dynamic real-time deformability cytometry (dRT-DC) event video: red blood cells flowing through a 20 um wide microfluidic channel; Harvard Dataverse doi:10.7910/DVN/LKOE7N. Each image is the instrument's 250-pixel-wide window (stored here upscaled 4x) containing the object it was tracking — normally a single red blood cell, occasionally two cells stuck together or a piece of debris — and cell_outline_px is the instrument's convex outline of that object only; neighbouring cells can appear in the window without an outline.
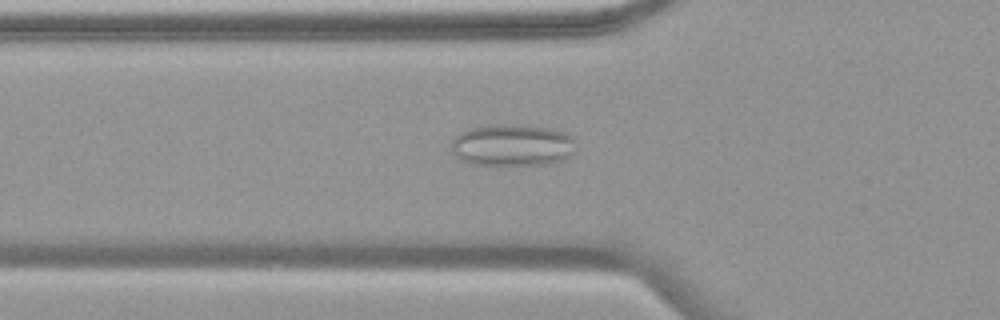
{"species": "common noctule bat (a hibernating species)", "species_latin": "Nyctalus noctula", "temperature_condition": "warm", "stored_images_in_passage": 54, "camera_frame_rate_fps": 3000, "um_per_image_px": 0.085, "animal": {"sex": "female", "body_mass_g": 19.9}, "frame": {"image": 1, "passage_image": 19, "time_ms": 6.0, "image_size_px": [1000, 320], "cell_outline_px": [[572, 156], [564, 160], [548, 164], [472, 164], [460, 160], [452, 152], [452, 140], [460, 132], [468, 128], [492, 124], [512, 124], [552, 128], [564, 132], [572, 136]], "centroid_in_image_um": [43.52, 12.32], "position_along_channel_um": 82.3, "area_um2": 30.4}}
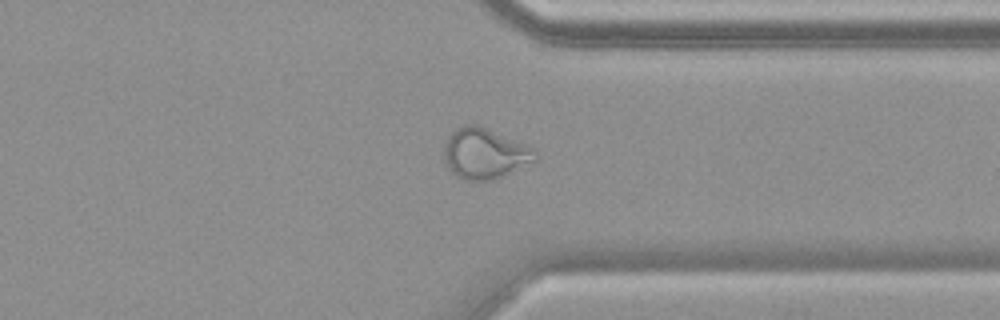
{"frame": {"image": 2, "passage_image": 42, "time_ms": 13.667, "image_size_px": [1000, 320], "cell_outline_px": [[540, 156], [536, 160], [492, 180], [464, 180], [456, 176], [448, 168], [444, 156], [444, 144], [448, 136], [456, 128], [468, 124], [476, 124], [536, 148]], "centroid_in_image_um": [41.21, 13.04], "position_along_channel_um": 370.2, "area_um2": 26.82}}
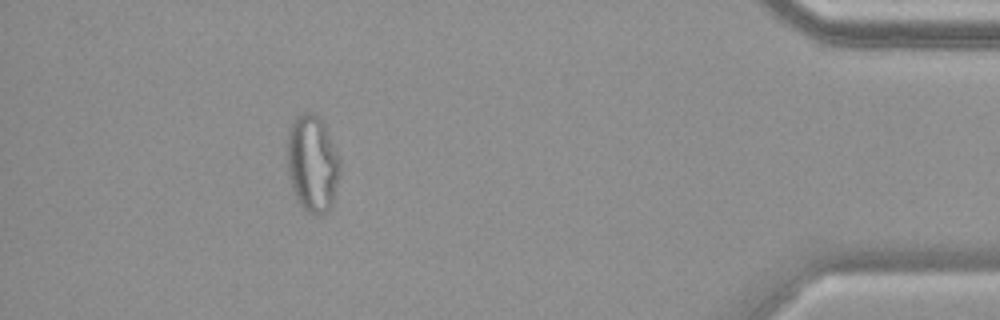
{"frame": {"image": 3, "passage_image": 49, "time_ms": 16.0, "image_size_px": [1000, 320], "cell_outline_px": [[340, 172], [332, 204], [328, 212], [320, 216], [316, 216], [308, 212], [300, 204], [292, 188], [288, 172], [288, 132], [296, 116], [300, 112], [312, 112], [320, 120], [340, 156]], "centroid_in_image_um": [26.57, 13.93], "position_along_channel_um": 408.6, "area_um2": 29.59}, "authors_computed_cell_mechanics": {"area_um2": 28.9867, "velocity_mm_per_s": 3.7658, "shape_relaxation_time_tau1_ms": null, "shape_relaxation_time_tau2_ms": 1.2742, "deformation_change_tau1": null, "deformation_change_tau2": 0.0825}}